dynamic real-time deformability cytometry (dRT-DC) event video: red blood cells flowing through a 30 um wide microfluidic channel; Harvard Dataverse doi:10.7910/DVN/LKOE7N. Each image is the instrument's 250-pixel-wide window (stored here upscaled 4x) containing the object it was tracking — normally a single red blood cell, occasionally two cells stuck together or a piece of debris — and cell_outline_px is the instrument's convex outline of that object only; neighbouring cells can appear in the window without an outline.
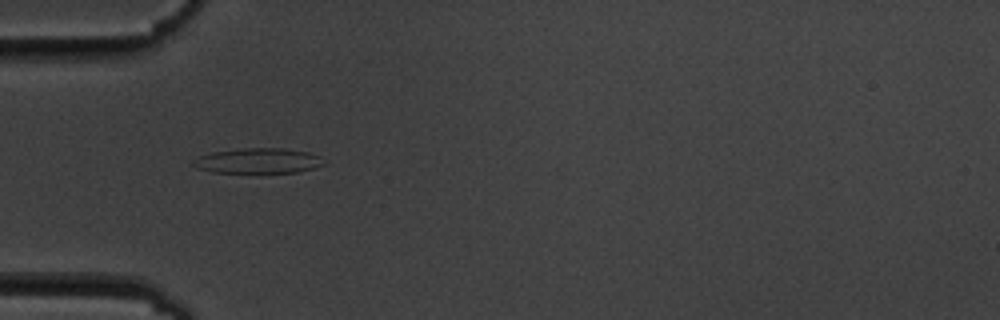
{"species": "common noctule bat (a hibernating species)", "species_latin": "Nyctalus noctula", "temperature_condition": "cold", "stored_images_in_passage": 15, "camera_frame_rate_fps": 3000, "um_per_image_px": 0.085, "animal": {"sex": "male", "body_mass_g": 19.5, "forearm_length_mm": 54.6}, "frame": {"image": 1, "passage_image": 5, "time_ms": 5.333, "image_size_px": [1000, 320], "cell_outline_px": [[324, 164], [316, 168], [296, 172], [260, 176], [212, 172], [196, 168], [192, 164], [192, 160], [200, 156], [212, 152], [244, 148], [284, 148], [308, 152], [320, 156]], "centroid_in_image_um": [21.92, 13.73], "position_along_channel_um": 63.1, "area_um2": 20.29}}
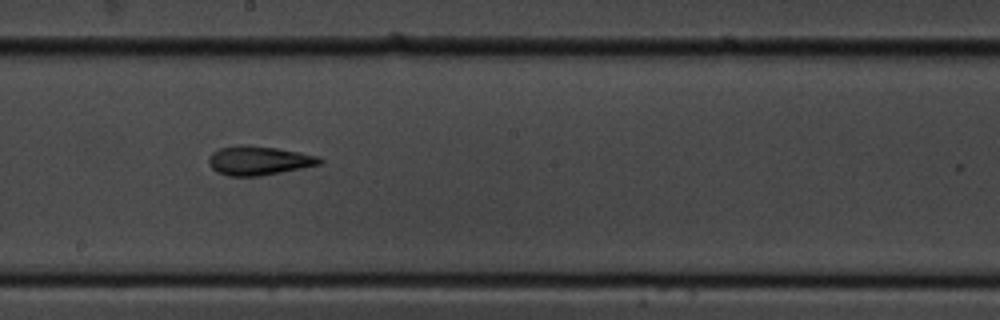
{"frame": {"image": 2, "passage_image": 9, "time_ms": 10.0, "image_size_px": [1000, 320], "cell_outline_px": [[324, 164], [260, 176], [228, 176], [216, 172], [208, 164], [208, 160], [212, 152], [220, 148], [240, 144], [248, 144], [276, 148], [300, 152], [320, 156], [324, 160]], "centroid_in_image_um": [22.02, 13.64], "position_along_channel_um": 226.2, "area_um2": 19.13}}
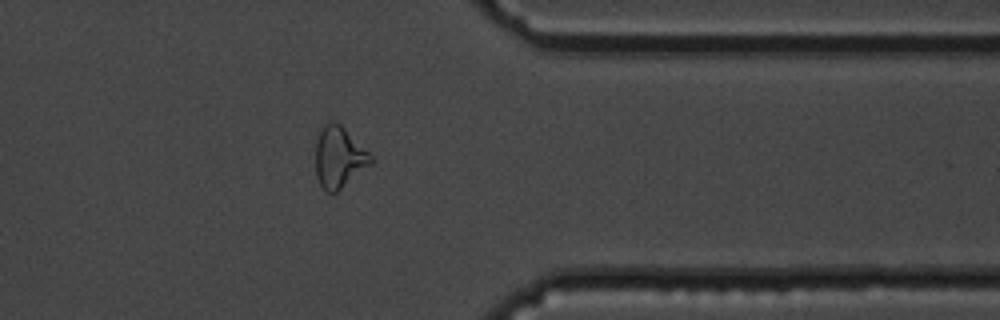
{"frame": {"image": 3, "passage_image": 13, "time_ms": 14.667, "image_size_px": [1000, 320], "cell_outline_px": [[376, 160], [372, 164], [336, 192], [328, 192], [320, 184], [316, 176], [316, 140], [324, 124], [328, 120], [332, 120], [340, 124]], "centroid_in_image_um": [28.82, 13.36], "position_along_channel_um": 382.6, "area_um2": 19.54}, "authors_computed_cell_mechanics": {"area_um2": 19.5364, "velocity_mm_per_s": 3.543, "shape_relaxation_time_tau1_ms": 4.6643, "shape_relaxation_time_tau2_ms": 3.0597, "deformation_change_tau1": 0.137, "deformation_change_tau2": 0.0907}}